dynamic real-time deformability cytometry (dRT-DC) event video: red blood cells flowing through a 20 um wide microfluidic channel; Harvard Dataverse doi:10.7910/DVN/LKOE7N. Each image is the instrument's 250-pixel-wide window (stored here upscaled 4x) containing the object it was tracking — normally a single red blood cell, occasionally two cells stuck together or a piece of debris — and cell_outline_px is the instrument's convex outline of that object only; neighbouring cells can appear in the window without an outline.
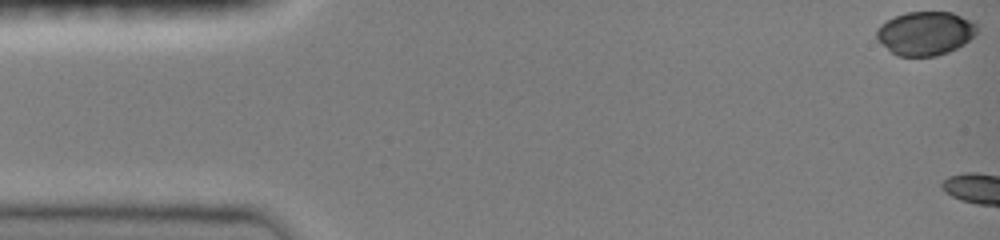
{"species": "common noctule bat (a hibernating species)", "species_latin": "Nyctalus noctula", "temperature_condition": "room temperature", "stored_images_in_passage": 4, "camera_frame_rate_fps": 3000, "um_per_image_px": 0.085, "animal": {"sex": "female", "body_mass_g": 19.0, "forearm_length_mm": 51.5}, "frame": {"image": 1, "passage_image": 1, "time_ms": 0.0, "image_size_px": [1000, 240], "cell_outline_px": [[980, 28], [964, 44], [948, 52], [936, 56], [896, 56], [876, 36], [876, 28], [880, 24], [896, 16], [908, 12], [952, 12], [976, 20], [980, 24]], "centroid_in_image_um": [78.72, 2.81], "position_along_channel_um": 6.3, "area_um2": 25.72}}